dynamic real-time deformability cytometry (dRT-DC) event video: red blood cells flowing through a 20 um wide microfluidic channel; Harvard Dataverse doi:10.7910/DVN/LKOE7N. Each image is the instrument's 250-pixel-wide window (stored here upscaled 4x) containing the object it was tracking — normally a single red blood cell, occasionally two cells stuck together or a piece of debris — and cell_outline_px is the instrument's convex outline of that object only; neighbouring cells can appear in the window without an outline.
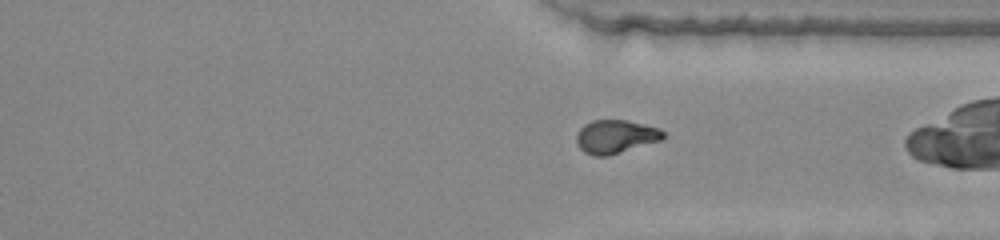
{"species": "common noctule bat (a hibernating species)", "species_latin": "Nyctalus noctula", "temperature_condition": "warm", "stored_images_in_passage": 50, "camera_frame_rate_fps": 3000, "um_per_image_px": 0.085, "animal": {"sex": "female", "body_mass_g": 22.0, "forearm_length_mm": 56.7}, "frame": {"image": 1, "passage_image": 36, "time_ms": 11.667, "image_size_px": [1000, 240], "cell_outline_px": [[664, 140], [608, 156], [592, 156], [584, 152], [576, 144], [576, 136], [580, 128], [584, 124], [592, 120], [628, 120], [660, 128], [664, 132]], "centroid_in_image_um": [52.34, 11.62], "position_along_channel_um": 359.1, "area_um2": 17.22}, "authors_computed_cell_mechanics": {"area_um2": 17.1955, "velocity_mm_per_s": 3.93, "shape_relaxation_time_tau1_ms": 10.839, "shape_relaxation_time_tau2_ms": 2.1181, "deformation_change_tau1": 0.337, "deformation_change_tau2": 0.0792}}